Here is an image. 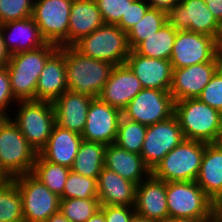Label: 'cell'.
<instances>
[{
  "label": "cell",
  "instance_id": "6da1fadb",
  "mask_svg": "<svg viewBox=\"0 0 222 222\" xmlns=\"http://www.w3.org/2000/svg\"><path fill=\"white\" fill-rule=\"evenodd\" d=\"M59 49L53 43L10 55L6 64L11 90L17 101L35 100L36 84L47 60Z\"/></svg>",
  "mask_w": 222,
  "mask_h": 222
},
{
  "label": "cell",
  "instance_id": "7a4b0ae2",
  "mask_svg": "<svg viewBox=\"0 0 222 222\" xmlns=\"http://www.w3.org/2000/svg\"><path fill=\"white\" fill-rule=\"evenodd\" d=\"M65 66L68 90L96 98L115 65L89 58L73 46H65Z\"/></svg>",
  "mask_w": 222,
  "mask_h": 222
},
{
  "label": "cell",
  "instance_id": "3957f363",
  "mask_svg": "<svg viewBox=\"0 0 222 222\" xmlns=\"http://www.w3.org/2000/svg\"><path fill=\"white\" fill-rule=\"evenodd\" d=\"M174 115L188 140L214 143L222 126V113L198 98L174 102Z\"/></svg>",
  "mask_w": 222,
  "mask_h": 222
},
{
  "label": "cell",
  "instance_id": "277c9868",
  "mask_svg": "<svg viewBox=\"0 0 222 222\" xmlns=\"http://www.w3.org/2000/svg\"><path fill=\"white\" fill-rule=\"evenodd\" d=\"M37 154L11 116L5 117L0 123V167L6 175L13 179L32 173Z\"/></svg>",
  "mask_w": 222,
  "mask_h": 222
},
{
  "label": "cell",
  "instance_id": "5b68a950",
  "mask_svg": "<svg viewBox=\"0 0 222 222\" xmlns=\"http://www.w3.org/2000/svg\"><path fill=\"white\" fill-rule=\"evenodd\" d=\"M78 52L113 65L125 64L130 53L127 33L117 25L103 24L72 45Z\"/></svg>",
  "mask_w": 222,
  "mask_h": 222
},
{
  "label": "cell",
  "instance_id": "8992f818",
  "mask_svg": "<svg viewBox=\"0 0 222 222\" xmlns=\"http://www.w3.org/2000/svg\"><path fill=\"white\" fill-rule=\"evenodd\" d=\"M207 144L184 139L165 155L151 174L165 182L196 181Z\"/></svg>",
  "mask_w": 222,
  "mask_h": 222
},
{
  "label": "cell",
  "instance_id": "52a82bcc",
  "mask_svg": "<svg viewBox=\"0 0 222 222\" xmlns=\"http://www.w3.org/2000/svg\"><path fill=\"white\" fill-rule=\"evenodd\" d=\"M15 105L18 111H15V117L11 119L29 144L39 153L47 145L56 124L52 102L28 100L18 101Z\"/></svg>",
  "mask_w": 222,
  "mask_h": 222
},
{
  "label": "cell",
  "instance_id": "ba28073f",
  "mask_svg": "<svg viewBox=\"0 0 222 222\" xmlns=\"http://www.w3.org/2000/svg\"><path fill=\"white\" fill-rule=\"evenodd\" d=\"M167 208L173 218H210L212 200L196 181L166 182Z\"/></svg>",
  "mask_w": 222,
  "mask_h": 222
},
{
  "label": "cell",
  "instance_id": "9c48e42d",
  "mask_svg": "<svg viewBox=\"0 0 222 222\" xmlns=\"http://www.w3.org/2000/svg\"><path fill=\"white\" fill-rule=\"evenodd\" d=\"M73 0H34L32 18L47 43L68 46L69 17Z\"/></svg>",
  "mask_w": 222,
  "mask_h": 222
},
{
  "label": "cell",
  "instance_id": "30bf717a",
  "mask_svg": "<svg viewBox=\"0 0 222 222\" xmlns=\"http://www.w3.org/2000/svg\"><path fill=\"white\" fill-rule=\"evenodd\" d=\"M167 22L176 30H189L214 37L222 45V25L204 0H181L167 12Z\"/></svg>",
  "mask_w": 222,
  "mask_h": 222
},
{
  "label": "cell",
  "instance_id": "8fae6325",
  "mask_svg": "<svg viewBox=\"0 0 222 222\" xmlns=\"http://www.w3.org/2000/svg\"><path fill=\"white\" fill-rule=\"evenodd\" d=\"M22 198L24 222H45L59 212L60 197L31 173L13 178Z\"/></svg>",
  "mask_w": 222,
  "mask_h": 222
},
{
  "label": "cell",
  "instance_id": "7c38bea8",
  "mask_svg": "<svg viewBox=\"0 0 222 222\" xmlns=\"http://www.w3.org/2000/svg\"><path fill=\"white\" fill-rule=\"evenodd\" d=\"M222 51L221 44L205 34L178 30L171 53L173 69L211 62Z\"/></svg>",
  "mask_w": 222,
  "mask_h": 222
},
{
  "label": "cell",
  "instance_id": "4fadbf2b",
  "mask_svg": "<svg viewBox=\"0 0 222 222\" xmlns=\"http://www.w3.org/2000/svg\"><path fill=\"white\" fill-rule=\"evenodd\" d=\"M174 115V100L169 91L143 88L122 111L128 120L149 126Z\"/></svg>",
  "mask_w": 222,
  "mask_h": 222
},
{
  "label": "cell",
  "instance_id": "5bb4252c",
  "mask_svg": "<svg viewBox=\"0 0 222 222\" xmlns=\"http://www.w3.org/2000/svg\"><path fill=\"white\" fill-rule=\"evenodd\" d=\"M185 139L175 115L169 119L147 126L141 157L152 171L173 148Z\"/></svg>",
  "mask_w": 222,
  "mask_h": 222
},
{
  "label": "cell",
  "instance_id": "9a60e30c",
  "mask_svg": "<svg viewBox=\"0 0 222 222\" xmlns=\"http://www.w3.org/2000/svg\"><path fill=\"white\" fill-rule=\"evenodd\" d=\"M222 66V51L211 61L173 69L170 94L174 102L197 98Z\"/></svg>",
  "mask_w": 222,
  "mask_h": 222
},
{
  "label": "cell",
  "instance_id": "2e32d148",
  "mask_svg": "<svg viewBox=\"0 0 222 222\" xmlns=\"http://www.w3.org/2000/svg\"><path fill=\"white\" fill-rule=\"evenodd\" d=\"M122 112L102 101L93 98L86 117V125L81 136L89 142L105 145L114 144L117 137Z\"/></svg>",
  "mask_w": 222,
  "mask_h": 222
},
{
  "label": "cell",
  "instance_id": "e0dca14e",
  "mask_svg": "<svg viewBox=\"0 0 222 222\" xmlns=\"http://www.w3.org/2000/svg\"><path fill=\"white\" fill-rule=\"evenodd\" d=\"M126 64L143 88L170 91L173 67L169 60L145 57L130 50Z\"/></svg>",
  "mask_w": 222,
  "mask_h": 222
},
{
  "label": "cell",
  "instance_id": "ac0fdd59",
  "mask_svg": "<svg viewBox=\"0 0 222 222\" xmlns=\"http://www.w3.org/2000/svg\"><path fill=\"white\" fill-rule=\"evenodd\" d=\"M142 89L140 80L125 63L114 66L98 97L122 112Z\"/></svg>",
  "mask_w": 222,
  "mask_h": 222
},
{
  "label": "cell",
  "instance_id": "d6986e66",
  "mask_svg": "<svg viewBox=\"0 0 222 222\" xmlns=\"http://www.w3.org/2000/svg\"><path fill=\"white\" fill-rule=\"evenodd\" d=\"M166 182L150 174L136 188L135 213L157 222L169 218Z\"/></svg>",
  "mask_w": 222,
  "mask_h": 222
},
{
  "label": "cell",
  "instance_id": "ffe728a7",
  "mask_svg": "<svg viewBox=\"0 0 222 222\" xmlns=\"http://www.w3.org/2000/svg\"><path fill=\"white\" fill-rule=\"evenodd\" d=\"M92 99L87 95L65 91L52 102L56 124L81 135Z\"/></svg>",
  "mask_w": 222,
  "mask_h": 222
},
{
  "label": "cell",
  "instance_id": "44dd1931",
  "mask_svg": "<svg viewBox=\"0 0 222 222\" xmlns=\"http://www.w3.org/2000/svg\"><path fill=\"white\" fill-rule=\"evenodd\" d=\"M68 90L65 47L59 49L47 60L36 84L35 100L53 102Z\"/></svg>",
  "mask_w": 222,
  "mask_h": 222
},
{
  "label": "cell",
  "instance_id": "7402d4cb",
  "mask_svg": "<svg viewBox=\"0 0 222 222\" xmlns=\"http://www.w3.org/2000/svg\"><path fill=\"white\" fill-rule=\"evenodd\" d=\"M3 41L10 55L37 49L47 44L32 17L1 25Z\"/></svg>",
  "mask_w": 222,
  "mask_h": 222
},
{
  "label": "cell",
  "instance_id": "603a6c76",
  "mask_svg": "<svg viewBox=\"0 0 222 222\" xmlns=\"http://www.w3.org/2000/svg\"><path fill=\"white\" fill-rule=\"evenodd\" d=\"M137 185L114 171L102 168L97 179L100 205L135 206Z\"/></svg>",
  "mask_w": 222,
  "mask_h": 222
},
{
  "label": "cell",
  "instance_id": "cb8c5ba5",
  "mask_svg": "<svg viewBox=\"0 0 222 222\" xmlns=\"http://www.w3.org/2000/svg\"><path fill=\"white\" fill-rule=\"evenodd\" d=\"M82 140L80 134L55 124L47 145L39 154L49 162L71 169Z\"/></svg>",
  "mask_w": 222,
  "mask_h": 222
},
{
  "label": "cell",
  "instance_id": "d4e9b609",
  "mask_svg": "<svg viewBox=\"0 0 222 222\" xmlns=\"http://www.w3.org/2000/svg\"><path fill=\"white\" fill-rule=\"evenodd\" d=\"M104 167L136 185L151 174L141 155L120 148L115 143L106 147Z\"/></svg>",
  "mask_w": 222,
  "mask_h": 222
},
{
  "label": "cell",
  "instance_id": "484cf974",
  "mask_svg": "<svg viewBox=\"0 0 222 222\" xmlns=\"http://www.w3.org/2000/svg\"><path fill=\"white\" fill-rule=\"evenodd\" d=\"M104 24L95 0H73L68 30V46Z\"/></svg>",
  "mask_w": 222,
  "mask_h": 222
},
{
  "label": "cell",
  "instance_id": "4316f807",
  "mask_svg": "<svg viewBox=\"0 0 222 222\" xmlns=\"http://www.w3.org/2000/svg\"><path fill=\"white\" fill-rule=\"evenodd\" d=\"M196 183L211 200L222 195V151L213 143L205 147Z\"/></svg>",
  "mask_w": 222,
  "mask_h": 222
},
{
  "label": "cell",
  "instance_id": "83f0119b",
  "mask_svg": "<svg viewBox=\"0 0 222 222\" xmlns=\"http://www.w3.org/2000/svg\"><path fill=\"white\" fill-rule=\"evenodd\" d=\"M107 145L99 142L82 140L71 170L85 177L98 179L105 165V151Z\"/></svg>",
  "mask_w": 222,
  "mask_h": 222
},
{
  "label": "cell",
  "instance_id": "f1b7e54d",
  "mask_svg": "<svg viewBox=\"0 0 222 222\" xmlns=\"http://www.w3.org/2000/svg\"><path fill=\"white\" fill-rule=\"evenodd\" d=\"M177 31L167 22L157 32L142 41L134 51L145 57L170 61Z\"/></svg>",
  "mask_w": 222,
  "mask_h": 222
},
{
  "label": "cell",
  "instance_id": "f546056e",
  "mask_svg": "<svg viewBox=\"0 0 222 222\" xmlns=\"http://www.w3.org/2000/svg\"><path fill=\"white\" fill-rule=\"evenodd\" d=\"M70 171L68 167L45 160L38 153L31 174L63 199V189Z\"/></svg>",
  "mask_w": 222,
  "mask_h": 222
},
{
  "label": "cell",
  "instance_id": "4dcf8cb0",
  "mask_svg": "<svg viewBox=\"0 0 222 222\" xmlns=\"http://www.w3.org/2000/svg\"><path fill=\"white\" fill-rule=\"evenodd\" d=\"M165 23H167V12L150 7L142 20L133 25L127 32L130 50H134L142 41L157 32Z\"/></svg>",
  "mask_w": 222,
  "mask_h": 222
},
{
  "label": "cell",
  "instance_id": "1f68e13d",
  "mask_svg": "<svg viewBox=\"0 0 222 222\" xmlns=\"http://www.w3.org/2000/svg\"><path fill=\"white\" fill-rule=\"evenodd\" d=\"M0 222H24L22 198L13 179L0 185Z\"/></svg>",
  "mask_w": 222,
  "mask_h": 222
},
{
  "label": "cell",
  "instance_id": "d6a6232c",
  "mask_svg": "<svg viewBox=\"0 0 222 222\" xmlns=\"http://www.w3.org/2000/svg\"><path fill=\"white\" fill-rule=\"evenodd\" d=\"M147 126L121 117L115 144L131 153L140 155Z\"/></svg>",
  "mask_w": 222,
  "mask_h": 222
},
{
  "label": "cell",
  "instance_id": "836d02e7",
  "mask_svg": "<svg viewBox=\"0 0 222 222\" xmlns=\"http://www.w3.org/2000/svg\"><path fill=\"white\" fill-rule=\"evenodd\" d=\"M101 205L98 198L60 199V213L70 222H86Z\"/></svg>",
  "mask_w": 222,
  "mask_h": 222
},
{
  "label": "cell",
  "instance_id": "e575fe53",
  "mask_svg": "<svg viewBox=\"0 0 222 222\" xmlns=\"http://www.w3.org/2000/svg\"><path fill=\"white\" fill-rule=\"evenodd\" d=\"M69 198H98L97 180L71 170L63 189V199Z\"/></svg>",
  "mask_w": 222,
  "mask_h": 222
},
{
  "label": "cell",
  "instance_id": "d590c367",
  "mask_svg": "<svg viewBox=\"0 0 222 222\" xmlns=\"http://www.w3.org/2000/svg\"><path fill=\"white\" fill-rule=\"evenodd\" d=\"M34 0H0V25L32 16Z\"/></svg>",
  "mask_w": 222,
  "mask_h": 222
},
{
  "label": "cell",
  "instance_id": "8d00e7d4",
  "mask_svg": "<svg viewBox=\"0 0 222 222\" xmlns=\"http://www.w3.org/2000/svg\"><path fill=\"white\" fill-rule=\"evenodd\" d=\"M104 24L117 25L134 0H95Z\"/></svg>",
  "mask_w": 222,
  "mask_h": 222
},
{
  "label": "cell",
  "instance_id": "74e56055",
  "mask_svg": "<svg viewBox=\"0 0 222 222\" xmlns=\"http://www.w3.org/2000/svg\"><path fill=\"white\" fill-rule=\"evenodd\" d=\"M197 98L222 113V66L215 72Z\"/></svg>",
  "mask_w": 222,
  "mask_h": 222
},
{
  "label": "cell",
  "instance_id": "f35d334b",
  "mask_svg": "<svg viewBox=\"0 0 222 222\" xmlns=\"http://www.w3.org/2000/svg\"><path fill=\"white\" fill-rule=\"evenodd\" d=\"M149 8L150 5L147 0H134L131 4H129L126 16L121 17L117 26L127 33L133 25L142 20Z\"/></svg>",
  "mask_w": 222,
  "mask_h": 222
},
{
  "label": "cell",
  "instance_id": "ab89813d",
  "mask_svg": "<svg viewBox=\"0 0 222 222\" xmlns=\"http://www.w3.org/2000/svg\"><path fill=\"white\" fill-rule=\"evenodd\" d=\"M17 103L18 101L14 98L11 90V84L9 80L8 70L6 66L0 67V114L5 117H10L9 106L12 103Z\"/></svg>",
  "mask_w": 222,
  "mask_h": 222
},
{
  "label": "cell",
  "instance_id": "60d3db41",
  "mask_svg": "<svg viewBox=\"0 0 222 222\" xmlns=\"http://www.w3.org/2000/svg\"><path fill=\"white\" fill-rule=\"evenodd\" d=\"M106 222H129L135 214L134 206L101 205Z\"/></svg>",
  "mask_w": 222,
  "mask_h": 222
},
{
  "label": "cell",
  "instance_id": "b9f144b4",
  "mask_svg": "<svg viewBox=\"0 0 222 222\" xmlns=\"http://www.w3.org/2000/svg\"><path fill=\"white\" fill-rule=\"evenodd\" d=\"M181 0H147L151 8H157L168 12L176 4L180 3Z\"/></svg>",
  "mask_w": 222,
  "mask_h": 222
},
{
  "label": "cell",
  "instance_id": "7bdbcfd3",
  "mask_svg": "<svg viewBox=\"0 0 222 222\" xmlns=\"http://www.w3.org/2000/svg\"><path fill=\"white\" fill-rule=\"evenodd\" d=\"M207 8L212 12L215 19L222 25V0H204Z\"/></svg>",
  "mask_w": 222,
  "mask_h": 222
},
{
  "label": "cell",
  "instance_id": "ee69618b",
  "mask_svg": "<svg viewBox=\"0 0 222 222\" xmlns=\"http://www.w3.org/2000/svg\"><path fill=\"white\" fill-rule=\"evenodd\" d=\"M211 217L217 222H222V195L212 200Z\"/></svg>",
  "mask_w": 222,
  "mask_h": 222
},
{
  "label": "cell",
  "instance_id": "f6af8a7d",
  "mask_svg": "<svg viewBox=\"0 0 222 222\" xmlns=\"http://www.w3.org/2000/svg\"><path fill=\"white\" fill-rule=\"evenodd\" d=\"M10 59V54L5 48L4 41H3V35L1 31V25H0V67L6 66Z\"/></svg>",
  "mask_w": 222,
  "mask_h": 222
},
{
  "label": "cell",
  "instance_id": "bcb514c9",
  "mask_svg": "<svg viewBox=\"0 0 222 222\" xmlns=\"http://www.w3.org/2000/svg\"><path fill=\"white\" fill-rule=\"evenodd\" d=\"M209 218H199V219H192V218H173L169 217L164 222H208Z\"/></svg>",
  "mask_w": 222,
  "mask_h": 222
},
{
  "label": "cell",
  "instance_id": "7dc6e473",
  "mask_svg": "<svg viewBox=\"0 0 222 222\" xmlns=\"http://www.w3.org/2000/svg\"><path fill=\"white\" fill-rule=\"evenodd\" d=\"M86 222H106L104 212L99 209L93 216H91Z\"/></svg>",
  "mask_w": 222,
  "mask_h": 222
},
{
  "label": "cell",
  "instance_id": "c3c4849f",
  "mask_svg": "<svg viewBox=\"0 0 222 222\" xmlns=\"http://www.w3.org/2000/svg\"><path fill=\"white\" fill-rule=\"evenodd\" d=\"M45 222H70L66 219L60 211L50 216Z\"/></svg>",
  "mask_w": 222,
  "mask_h": 222
},
{
  "label": "cell",
  "instance_id": "681fc988",
  "mask_svg": "<svg viewBox=\"0 0 222 222\" xmlns=\"http://www.w3.org/2000/svg\"><path fill=\"white\" fill-rule=\"evenodd\" d=\"M129 222H157L155 220H150L146 217L140 216L138 214H134Z\"/></svg>",
  "mask_w": 222,
  "mask_h": 222
},
{
  "label": "cell",
  "instance_id": "f907efd6",
  "mask_svg": "<svg viewBox=\"0 0 222 222\" xmlns=\"http://www.w3.org/2000/svg\"><path fill=\"white\" fill-rule=\"evenodd\" d=\"M213 144L216 145L222 151V126H221L219 134Z\"/></svg>",
  "mask_w": 222,
  "mask_h": 222
},
{
  "label": "cell",
  "instance_id": "816d5d0a",
  "mask_svg": "<svg viewBox=\"0 0 222 222\" xmlns=\"http://www.w3.org/2000/svg\"><path fill=\"white\" fill-rule=\"evenodd\" d=\"M9 180H10V178L6 175V173L0 167V185L7 183Z\"/></svg>",
  "mask_w": 222,
  "mask_h": 222
},
{
  "label": "cell",
  "instance_id": "f5cc1de1",
  "mask_svg": "<svg viewBox=\"0 0 222 222\" xmlns=\"http://www.w3.org/2000/svg\"><path fill=\"white\" fill-rule=\"evenodd\" d=\"M208 222H217L216 220H214L212 217L209 218Z\"/></svg>",
  "mask_w": 222,
  "mask_h": 222
},
{
  "label": "cell",
  "instance_id": "db71d44e",
  "mask_svg": "<svg viewBox=\"0 0 222 222\" xmlns=\"http://www.w3.org/2000/svg\"><path fill=\"white\" fill-rule=\"evenodd\" d=\"M4 118H5V116H3V115L0 114V123H1V121H2Z\"/></svg>",
  "mask_w": 222,
  "mask_h": 222
}]
</instances>
